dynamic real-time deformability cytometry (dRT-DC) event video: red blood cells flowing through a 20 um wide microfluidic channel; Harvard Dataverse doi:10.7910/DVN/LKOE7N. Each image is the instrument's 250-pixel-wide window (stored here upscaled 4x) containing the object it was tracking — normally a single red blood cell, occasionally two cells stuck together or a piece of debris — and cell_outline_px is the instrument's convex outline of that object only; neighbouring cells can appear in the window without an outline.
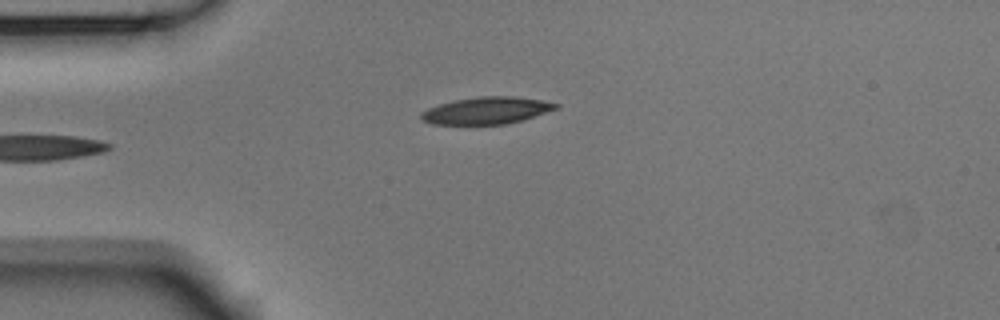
{"species": "Egyptian fruit bat (a non-hibernating species)", "species_latin": "Rousettus aegyptiacus", "temperature_condition": "room temperature", "stored_images_in_passage": 4, "camera_frame_rate_fps": 3000, "um_per_image_px": 0.085, "animal": {"sex": "male"}, "frame": {"image": 1, "passage_image": 4, "time_ms": 1.0, "image_size_px": [1000, 320], "cell_outline_px": [[560, 108], [524, 120], [504, 124], [432, 124], [420, 120], [420, 112], [428, 108], [440, 104], [456, 100], [480, 96], [512, 96], [540, 100], [560, 104]], "centroid_in_image_um": [41.37, 9.4], "position_along_channel_um": 43.6, "area_um2": 21.27}}